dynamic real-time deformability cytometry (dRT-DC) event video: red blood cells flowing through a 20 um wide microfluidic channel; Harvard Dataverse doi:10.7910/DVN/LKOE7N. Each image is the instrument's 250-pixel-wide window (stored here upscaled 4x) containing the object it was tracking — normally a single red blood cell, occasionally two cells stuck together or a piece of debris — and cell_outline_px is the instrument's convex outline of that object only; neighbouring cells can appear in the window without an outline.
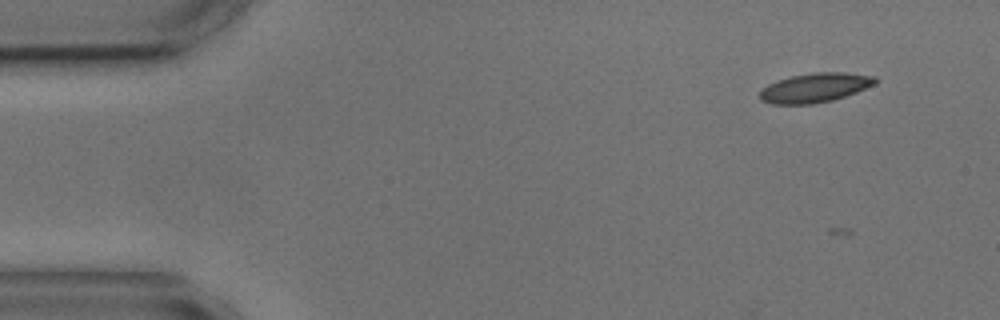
{"species": "common noctule bat (a hibernating species)", "species_latin": "Nyctalus noctula", "temperature_condition": "cold", "stored_images_in_passage": 5, "camera_frame_rate_fps": 3000, "um_per_image_px": 0.085, "animal": {"sex": "male", "body_mass_g": 17.9, "forearm_length_mm": 54.2}, "frame": {"image": 1, "passage_image": 5, "time_ms": 5.0, "image_size_px": [1000, 320], "cell_outline_px": [[880, 80], [876, 84], [856, 92], [832, 100], [812, 104], [772, 104], [760, 100], [760, 92], [768, 84], [776, 80], [792, 76], [812, 72], [844, 72], [876, 76]], "centroid_in_image_um": [69.3, 7.44], "position_along_channel_um": 15.7, "area_um2": 19.83}}